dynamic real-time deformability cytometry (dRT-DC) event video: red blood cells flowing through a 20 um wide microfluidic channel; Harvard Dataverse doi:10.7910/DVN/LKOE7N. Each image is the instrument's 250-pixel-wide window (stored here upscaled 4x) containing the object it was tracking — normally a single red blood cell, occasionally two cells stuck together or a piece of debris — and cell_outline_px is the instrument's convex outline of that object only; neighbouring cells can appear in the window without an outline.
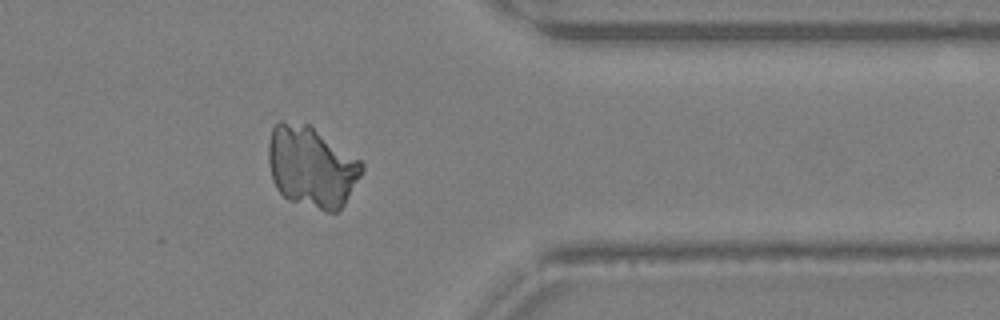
{"species": "Egyptian fruit bat (a non-hibernating species)", "species_latin": "Rousettus aegyptiacus", "temperature_condition": "warm", "stored_images_in_passage": 32, "segment_of_instrument_passage": [2, 2], "camera_frame_rate_fps": 3000, "um_per_image_px": 0.085, "animal": {"sex": "female"}, "frame": {"image": 1, "passage_image": 24, "time_ms": 7.667, "image_size_px": [1000, 320], "cell_outline_px": [[360, 172], [344, 200], [336, 208], [332, 204], [308, 136], [312, 128], [356, 160], [360, 164]], "centroid_in_image_um": [28.43, 14.22], "position_along_channel_um": 383.0, "area_um2": 14.45}}